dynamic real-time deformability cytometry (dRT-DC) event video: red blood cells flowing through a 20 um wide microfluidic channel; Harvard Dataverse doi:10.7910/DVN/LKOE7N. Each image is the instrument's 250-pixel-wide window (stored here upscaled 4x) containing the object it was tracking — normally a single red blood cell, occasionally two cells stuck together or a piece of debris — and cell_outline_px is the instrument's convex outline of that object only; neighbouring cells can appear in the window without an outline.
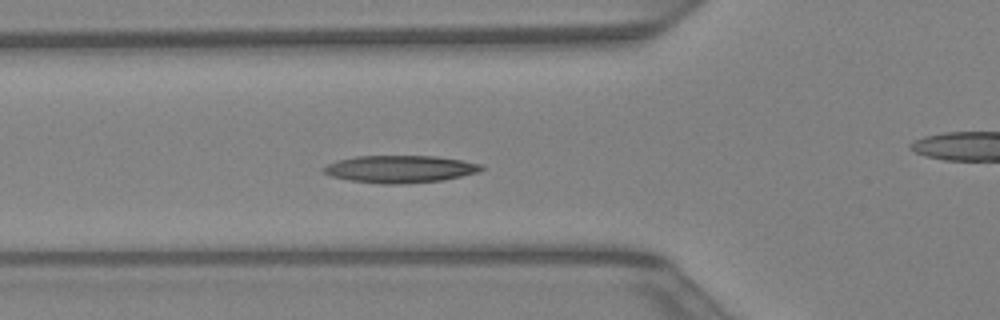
{"species": "Egyptian fruit bat (a non-hibernating species)", "species_latin": "Rousettus aegyptiacus", "temperature_condition": "warm", "stored_images_in_passage": 30, "camera_frame_rate_fps": 3000, "um_per_image_px": 0.085, "animal": {"sex": "female"}, "frame": {"image": 1, "passage_image": 2, "time_ms": 0.333, "image_size_px": [1000, 320], "cell_outline_px": [[484, 168], [480, 172], [444, 180], [400, 184], [380, 184], [348, 180], [332, 176], [320, 172], [320, 168], [336, 160], [356, 156], [436, 156], [460, 160], [480, 164]], "centroid_in_image_um": [33.95, 14.37], "position_along_channel_um": 91.8, "area_um2": 25.32}}
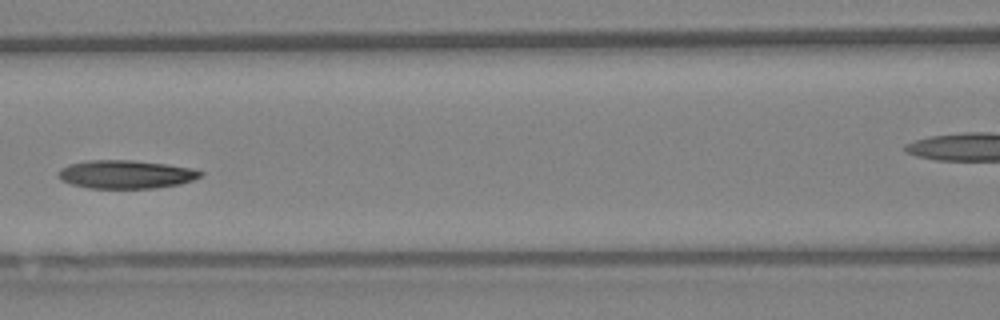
{"frame": {"image": 2, "passage_image": 6, "time_ms": 1.667, "image_size_px": [1000, 320], "cell_outline_px": [[204, 172], [200, 176], [192, 180], [180, 184], [156, 188], [88, 188], [72, 184], [60, 180], [60, 168], [68, 164], [88, 160], [132, 160], [168, 164], [192, 168]], "centroid_in_image_um": [10.71, 14.81], "position_along_channel_um": 155.9, "area_um2": 23.47}}
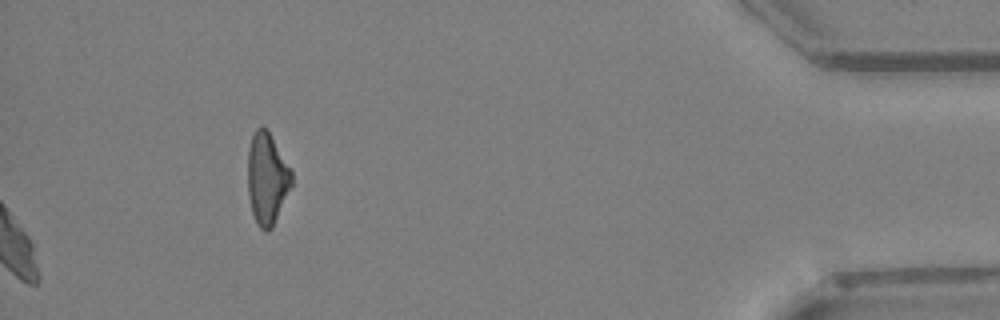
{"frame": {"image": 3, "passage_image": 30, "time_ms": 9.667, "image_size_px": [1000, 320], "cell_outline_px": [[292, 184], [272, 228], [268, 232], [264, 232], [256, 224], [252, 212], [248, 196], [248, 148], [252, 136], [256, 128], [260, 124], [268, 132], [292, 168]], "centroid_in_image_um": [22.69, 15.19], "position_along_channel_um": 412.5, "area_um2": 23.52}}